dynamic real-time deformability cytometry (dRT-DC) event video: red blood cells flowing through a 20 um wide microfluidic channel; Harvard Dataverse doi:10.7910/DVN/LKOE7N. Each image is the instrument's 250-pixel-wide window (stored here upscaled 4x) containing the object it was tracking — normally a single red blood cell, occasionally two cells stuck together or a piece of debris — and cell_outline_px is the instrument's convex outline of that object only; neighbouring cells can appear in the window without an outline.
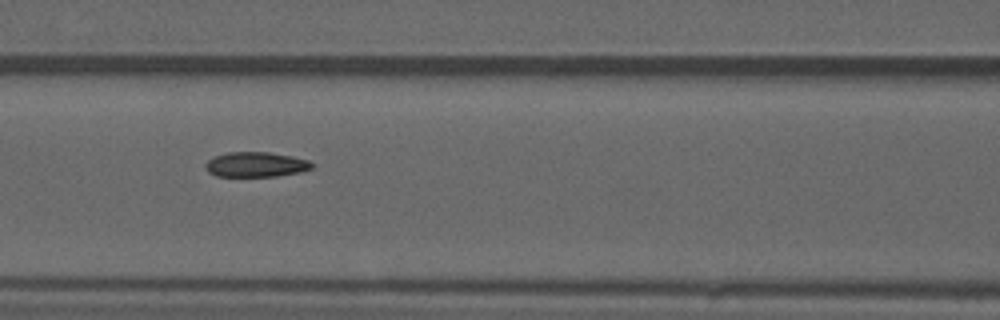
{"species": "common noctule bat (a hibernating species)", "species_latin": "Nyctalus noctula", "temperature_condition": "warm", "stored_images_in_passage": 55, "camera_frame_rate_fps": 3000, "um_per_image_px": 0.085, "animal": {"sex": "male", "forearm_length_mm": 52.5}, "frame": {"image": 1, "passage_image": 24, "time_ms": 7.667, "image_size_px": [1000, 320], "cell_outline_px": [[316, 164], [312, 168], [300, 172], [276, 176], [216, 176], [208, 172], [204, 164], [212, 156], [228, 152], [268, 152], [292, 156], [308, 160]], "centroid_in_image_um": [21.74, 13.98], "position_along_channel_um": 144.9, "area_um2": 15.61}, "authors_computed_cell_mechanics": {"area_um2": 16.0684, "velocity_mm_per_s": 3.7198, "shape_relaxation_time_tau1_ms": null, "shape_relaxation_time_tau2_ms": 2.8298, "deformation_change_tau1": null, "deformation_change_tau2": 0.0584}}